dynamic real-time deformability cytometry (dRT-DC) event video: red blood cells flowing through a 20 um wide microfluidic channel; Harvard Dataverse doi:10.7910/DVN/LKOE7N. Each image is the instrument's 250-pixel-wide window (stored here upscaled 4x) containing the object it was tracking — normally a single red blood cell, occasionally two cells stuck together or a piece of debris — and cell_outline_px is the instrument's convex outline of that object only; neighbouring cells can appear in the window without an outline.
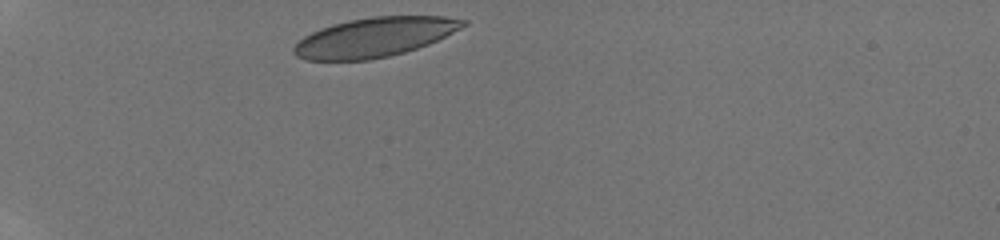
{"species": "human", "species_latin": "Homo sapiens", "temperature_condition": "room temperature", "stored_images_in_passage": 31, "camera_frame_rate_fps": 3000, "um_per_image_px": 0.085, "donor": {"sex": "male"}, "frame": {"image": 1, "passage_image": 1, "time_ms": 0.0, "image_size_px": [1000, 240], "cell_outline_px": [[468, 24], [428, 44], [404, 52], [388, 56], [368, 60], [308, 60], [296, 56], [292, 52], [292, 48], [304, 36], [320, 28], [332, 24], [348, 20], [372, 16], [444, 16], [468, 20]], "centroid_in_image_um": [31.81, 3.16], "position_along_channel_um": 53.2, "area_um2": 38.67}}
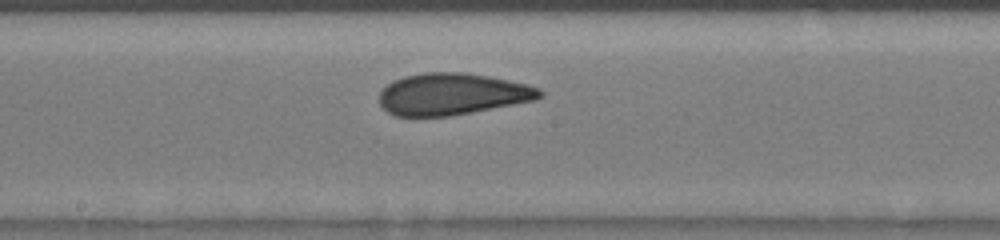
{"frame": {"image": 2, "passage_image": 15, "time_ms": 4.667, "image_size_px": [1000, 240], "cell_outline_px": [[544, 96], [536, 100], [452, 116], [396, 116], [388, 112], [380, 104], [380, 92], [392, 80], [404, 76], [424, 72], [464, 72], [488, 76], [528, 84], [540, 88], [544, 92]], "centroid_in_image_um": [38.47, 7.99], "position_along_channel_um": 209.7, "area_um2": 39.25}}
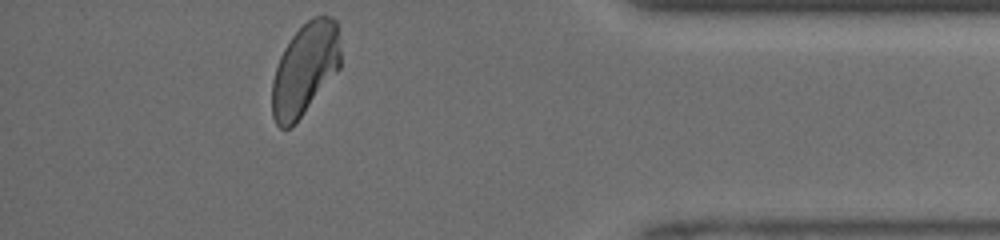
{"frame": {"image": 3, "passage_image": 31, "time_ms": 10.0, "image_size_px": [1000, 240], "cell_outline_px": [[340, 68], [300, 116], [288, 128], [280, 128], [276, 124], [272, 116], [272, 80], [280, 56], [284, 48], [292, 36], [312, 16], [332, 16], [336, 20], [340, 48]], "centroid_in_image_um": [25.91, 5.84], "position_along_channel_um": 409.3, "area_um2": 36.24}, "authors_computed_cell_mechanics": {"area_um2": 39.0728, "velocity_mm_per_s": 4.2053, "shape_relaxation_time_tau1_ms": 4.5528, "shape_relaxation_time_tau2_ms": 1.0515, "deformation_change_tau1": 0.1185, "deformation_change_tau2": 0.0431}}